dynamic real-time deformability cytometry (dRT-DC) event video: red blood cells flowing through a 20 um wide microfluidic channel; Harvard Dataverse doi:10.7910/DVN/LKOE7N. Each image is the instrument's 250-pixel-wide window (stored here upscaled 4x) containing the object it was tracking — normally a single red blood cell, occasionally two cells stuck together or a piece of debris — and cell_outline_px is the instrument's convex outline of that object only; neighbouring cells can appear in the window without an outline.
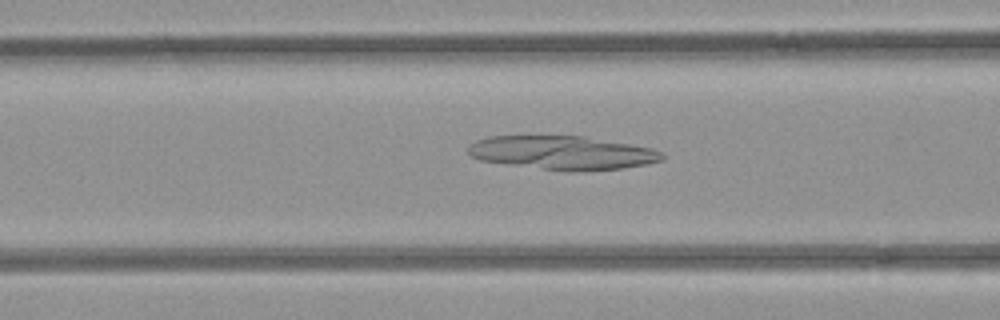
{"species": "common noctule bat (a hibernating species)", "species_latin": "Nyctalus noctula", "temperature_condition": "room temperature", "stored_images_in_passage": 41, "camera_frame_rate_fps": 3000, "um_per_image_px": 0.085, "animal": {"sex": "female", "body_mass_g": 21.9}, "frame": {"image": 1, "passage_image": 10, "time_ms": 3.0, "image_size_px": [1000, 320], "cell_outline_px": [[664, 160], [648, 164], [624, 168], [576, 172], [572, 172], [480, 160], [472, 156], [468, 152], [468, 144], [476, 140], [488, 136], [584, 136], [652, 148], [664, 152]], "centroid_in_image_um": [47.85, 12.98], "position_along_channel_um": 118.7, "area_um2": 38.09}}
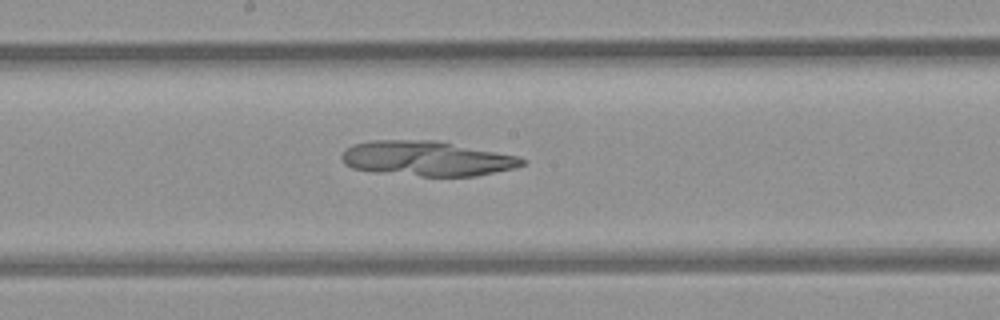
{"frame": {"image": 2, "passage_image": 17, "time_ms": 5.333, "image_size_px": [1000, 320], "cell_outline_px": [[528, 160], [524, 164], [516, 168], [476, 176], [420, 176], [376, 172], [352, 168], [344, 164], [340, 156], [352, 144], [372, 140], [436, 140], [520, 156]], "centroid_in_image_um": [36.32, 13.47], "position_along_channel_um": 211.9, "area_um2": 36.99}}
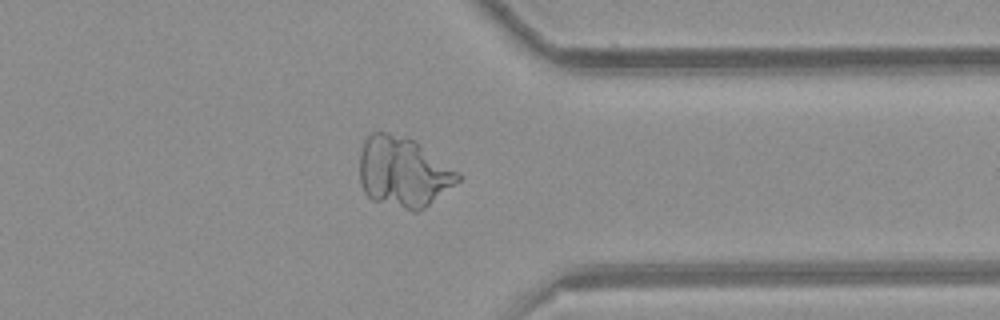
{"frame": {"image": 3, "passage_image": 30, "time_ms": 9.667, "image_size_px": [1000, 320], "cell_outline_px": [[460, 180], [420, 212], [412, 212], [372, 200], [364, 192], [360, 180], [360, 152], [364, 140], [372, 132], [388, 132], [416, 140], [460, 172]], "centroid_in_image_um": [34.29, 14.63], "position_along_channel_um": 377.1, "area_um2": 40.69}}